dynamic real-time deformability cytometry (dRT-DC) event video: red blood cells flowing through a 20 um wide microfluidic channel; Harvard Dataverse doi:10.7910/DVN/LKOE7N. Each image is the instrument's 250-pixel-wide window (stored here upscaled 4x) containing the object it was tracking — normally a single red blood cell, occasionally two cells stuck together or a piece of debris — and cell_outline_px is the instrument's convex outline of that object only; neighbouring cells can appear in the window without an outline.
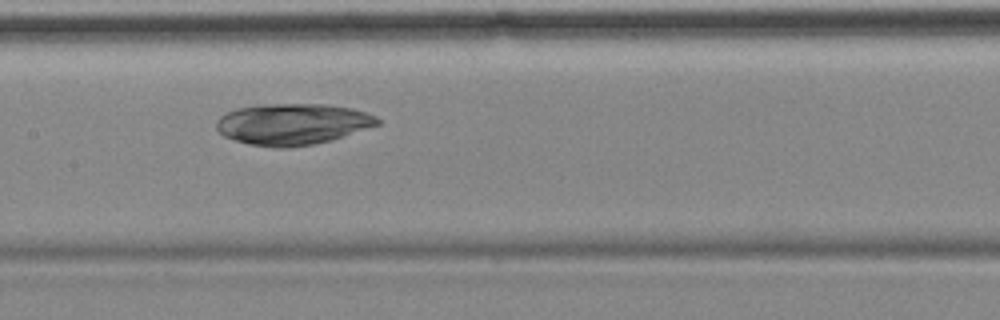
{"species": "common noctule bat (a hibernating species)", "species_latin": "Nyctalus noctula", "temperature_condition": "cold", "stored_images_in_passage": 13, "camera_frame_rate_fps": 3000, "um_per_image_px": 0.085, "animal": {"sex": "female", "body_mass_g": 18.4}, "frame": {"image": 1, "passage_image": 6, "time_ms": 7.0, "image_size_px": [1000, 320], "cell_outline_px": [[380, 124], [332, 140], [316, 144], [288, 148], [272, 148], [248, 144], [224, 136], [216, 128], [216, 120], [220, 116], [236, 108], [264, 104], [328, 104], [352, 108], [376, 116], [380, 120]], "centroid_in_image_um": [24.86, 10.55], "position_along_channel_um": 182.5, "area_um2": 38.96}}